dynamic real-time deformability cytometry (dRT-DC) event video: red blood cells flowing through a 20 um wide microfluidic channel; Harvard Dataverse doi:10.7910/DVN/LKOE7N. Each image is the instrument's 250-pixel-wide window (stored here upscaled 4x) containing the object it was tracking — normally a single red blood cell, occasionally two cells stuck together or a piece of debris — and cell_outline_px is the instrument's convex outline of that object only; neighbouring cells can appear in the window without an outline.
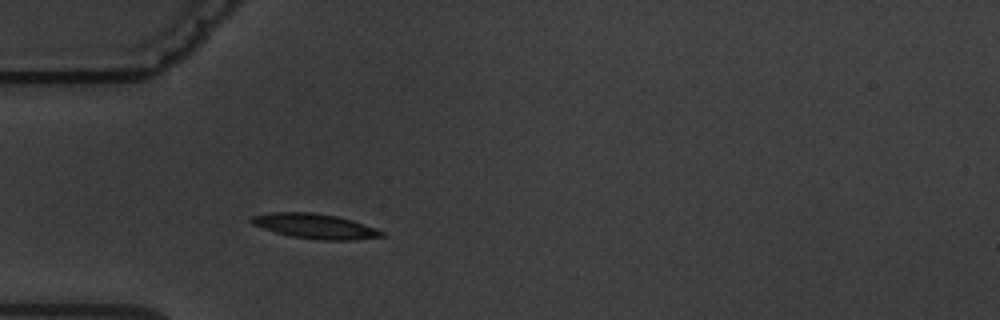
{"species": "common noctule bat (a hibernating species)", "species_latin": "Nyctalus noctula", "temperature_condition": "warm", "stored_images_in_passage": 4, "camera_frame_rate_fps": 3000, "um_per_image_px": 0.085, "animal": {"sex": "male", "body_mass_g": 19.5, "forearm_length_mm": 54.6}, "frame": {"image": 1, "passage_image": 4, "time_ms": 3.667, "image_size_px": [1000, 320], "cell_outline_px": [[384, 236], [348, 240], [320, 240], [292, 236], [276, 232], [252, 224], [248, 220], [252, 216], [272, 212], [312, 212], [336, 216], [352, 220], [376, 228], [384, 232]], "centroid_in_image_um": [26.77, 19.21], "position_along_channel_um": 58.2, "area_um2": 18.67}}